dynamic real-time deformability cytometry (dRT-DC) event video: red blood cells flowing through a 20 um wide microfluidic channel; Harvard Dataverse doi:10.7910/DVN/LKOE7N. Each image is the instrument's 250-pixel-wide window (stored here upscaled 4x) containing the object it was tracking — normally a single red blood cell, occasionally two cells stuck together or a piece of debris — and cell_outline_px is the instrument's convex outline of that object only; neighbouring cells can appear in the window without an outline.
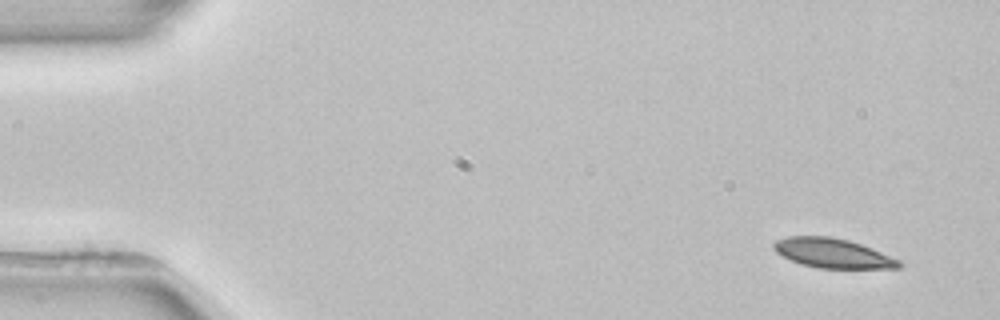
{"species": "common noctule bat (a hibernating species)", "species_latin": "Nyctalus noctula", "temperature_condition": "room temperature", "stored_images_in_passage": 4, "camera_frame_rate_fps": 3000, "um_per_image_px": 0.085, "animal": {"sex": "female", "body_mass_g": 22.7, "forearm_length_mm": 54.2}, "frame": {"image": 1, "passage_image": 1, "time_ms": 0.0, "image_size_px": [1000, 320], "cell_outline_px": [[904, 264], [900, 268], [820, 268], [800, 264], [776, 252], [772, 248], [772, 244], [776, 240], [788, 236], [828, 236], [848, 240], [872, 248], [900, 260]], "centroid_in_image_um": [70.79, 21.52], "position_along_channel_um": 14.2, "area_um2": 21.5}}
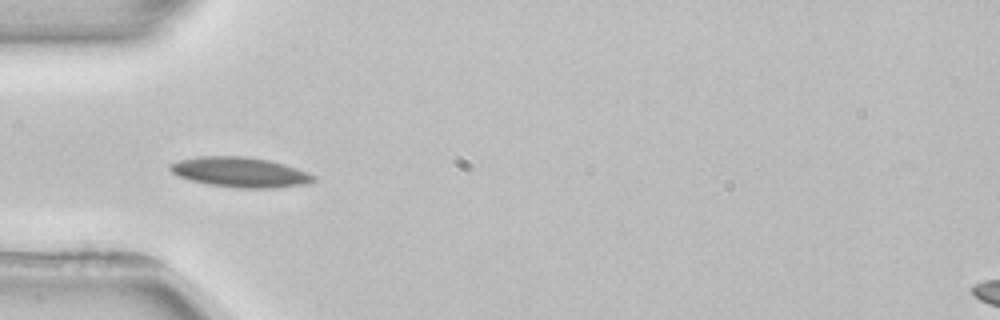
{"frame": {"image": 2, "passage_image": 4, "time_ms": 4.333, "image_size_px": [1000, 320], "cell_outline_px": [[316, 180], [308, 184], [276, 188], [236, 188], [208, 184], [192, 180], [180, 176], [172, 172], [168, 168], [168, 164], [180, 160], [200, 156], [244, 156], [268, 160], [284, 164], [308, 172], [316, 176]], "centroid_in_image_um": [20.44, 14.64], "position_along_channel_um": 64.6, "area_um2": 25.14}}